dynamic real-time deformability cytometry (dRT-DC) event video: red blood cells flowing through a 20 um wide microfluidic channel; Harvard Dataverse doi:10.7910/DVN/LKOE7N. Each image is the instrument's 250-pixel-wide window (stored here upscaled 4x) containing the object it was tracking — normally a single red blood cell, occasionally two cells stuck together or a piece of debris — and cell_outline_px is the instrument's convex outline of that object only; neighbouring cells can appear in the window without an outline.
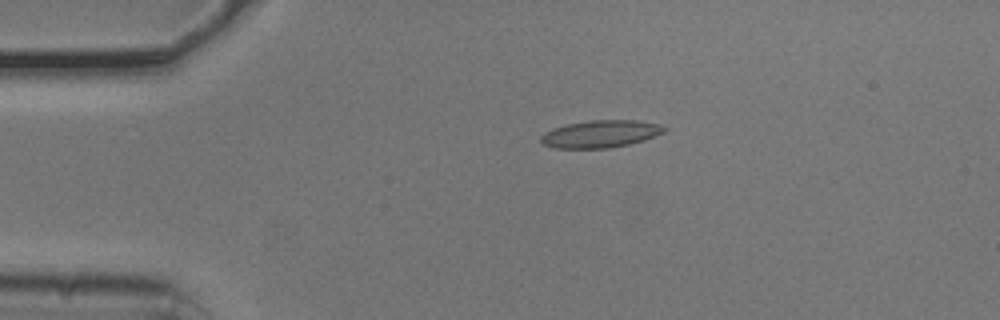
{"species": "common noctule bat (a hibernating species)", "species_latin": "Nyctalus noctula", "temperature_condition": "cold", "stored_images_in_passage": 43, "camera_frame_rate_fps": 3000, "um_per_image_px": 0.085, "animal": {"sex": "male", "body_mass_g": 20.5, "forearm_length_mm": 52.5}, "frame": {"image": 1, "passage_image": 1, "time_ms": 0.0, "image_size_px": [1000, 320], "cell_outline_px": [[668, 128], [664, 132], [644, 140], [628, 144], [608, 148], [556, 148], [544, 144], [540, 140], [540, 136], [544, 132], [552, 128], [568, 124], [588, 120], [636, 120], [660, 124]], "centroid_in_image_um": [51.04, 11.37], "position_along_channel_um": 34.0, "area_um2": 19.65}}
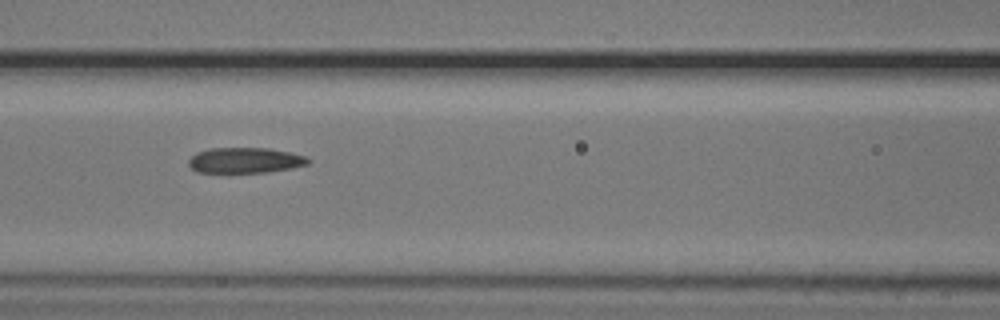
{"frame": {"image": 2, "passage_image": 13, "time_ms": 4.0, "image_size_px": [1000, 320], "cell_outline_px": [[312, 160], [308, 164], [292, 168], [268, 172], [196, 172], [188, 164], [188, 160], [196, 152], [208, 148], [268, 148], [308, 156]], "centroid_in_image_um": [20.85, 13.62], "position_along_channel_um": 145.7, "area_um2": 17.86}}
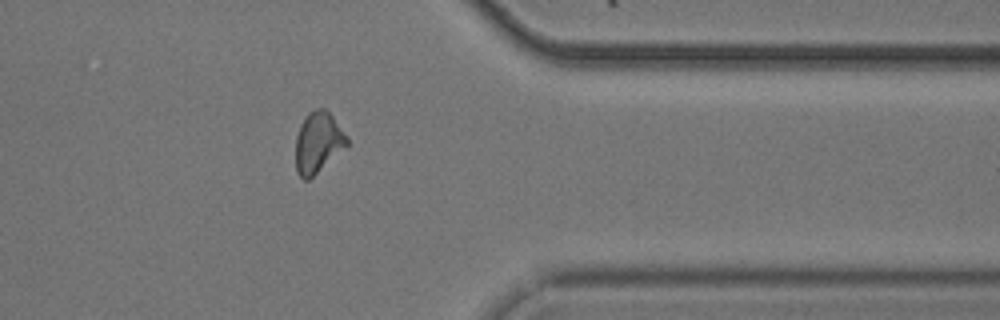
{"frame": {"image": 3, "passage_image": 33, "time_ms": 10.667, "image_size_px": [1000, 320], "cell_outline_px": [[348, 144], [308, 180], [304, 180], [296, 172], [296, 136], [300, 124], [308, 112], [316, 108], [324, 108], [332, 116], [348, 136]], "centroid_in_image_um": [27.01, 12.08], "position_along_channel_um": 384.4, "area_um2": 17.98}, "authors_computed_cell_mechanics": {"area_um2": 18.0336, "velocity_mm_per_s": 3.7661, "shape_relaxation_time_tau1_ms": null, "shape_relaxation_time_tau2_ms": 3.1511, "deformation_change_tau1": null, "deformation_change_tau2": 0.0889}}